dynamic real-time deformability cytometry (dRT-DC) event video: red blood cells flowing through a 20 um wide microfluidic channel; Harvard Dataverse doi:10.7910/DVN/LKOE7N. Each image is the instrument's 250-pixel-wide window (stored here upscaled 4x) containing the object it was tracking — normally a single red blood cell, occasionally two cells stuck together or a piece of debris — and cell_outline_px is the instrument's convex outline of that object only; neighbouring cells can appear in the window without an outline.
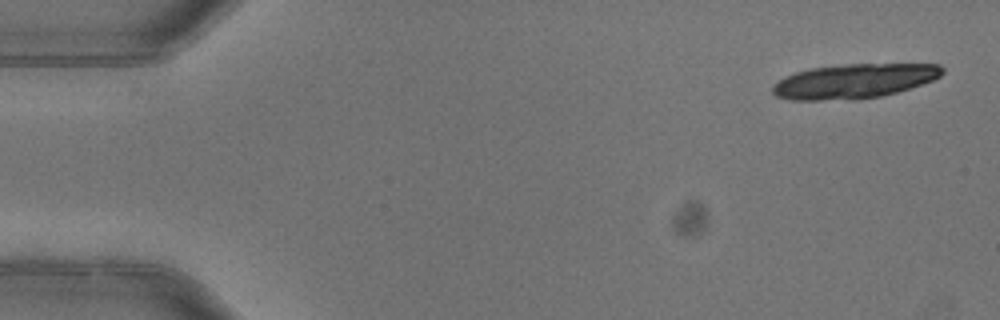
{"species": "common noctule bat (a hibernating species)", "species_latin": "Nyctalus noctula", "temperature_condition": "warm", "stored_images_in_passage": 4, "camera_frame_rate_fps": 3000, "um_per_image_px": 0.085, "animal": {"sex": "female"}, "frame": {"image": 1, "passage_image": 1, "time_ms": 0.0, "image_size_px": [1000, 320], "cell_outline_px": [[944, 72], [940, 76], [932, 80], [896, 92], [880, 96], [852, 100], [788, 100], [776, 96], [772, 92], [772, 84], [776, 80], [784, 76], [808, 68], [848, 64], [940, 64], [944, 68]], "centroid_in_image_um": [72.53, 6.89], "position_along_channel_um": 12.5, "area_um2": 34.28}}